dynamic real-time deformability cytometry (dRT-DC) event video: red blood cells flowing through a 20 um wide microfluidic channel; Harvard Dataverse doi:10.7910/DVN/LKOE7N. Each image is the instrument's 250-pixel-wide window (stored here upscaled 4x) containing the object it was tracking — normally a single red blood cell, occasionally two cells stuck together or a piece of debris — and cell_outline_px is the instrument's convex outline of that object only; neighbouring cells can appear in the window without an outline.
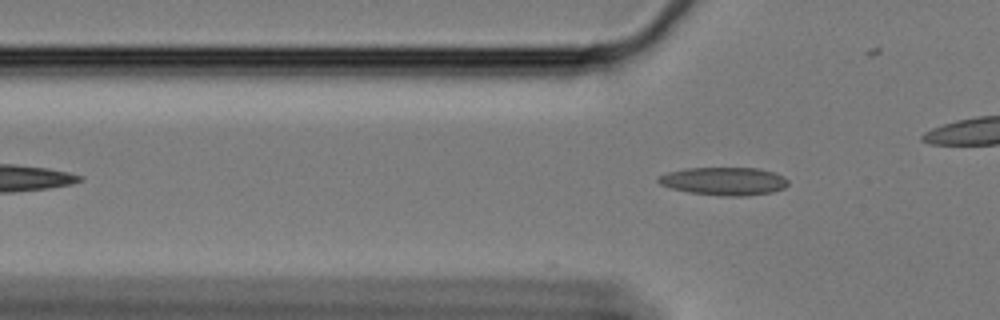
{"species": "Egyptian fruit bat (a non-hibernating species)", "species_latin": "Rousettus aegyptiacus", "temperature_condition": "cold", "stored_images_in_passage": 4, "camera_frame_rate_fps": 3000, "um_per_image_px": 0.085, "animal": {"sex": "female"}, "frame": {"image": 1, "passage_image": 4, "time_ms": 1.0, "image_size_px": [1000, 320], "cell_outline_px": [[788, 184], [784, 188], [772, 192], [740, 196], [720, 196], [688, 192], [672, 188], [660, 184], [656, 180], [660, 176], [668, 172], [688, 168], [756, 168], [772, 172], [784, 176], [788, 180]], "centroid_in_image_um": [61.54, 15.4], "position_along_channel_um": 64.3, "area_um2": 21.04}}